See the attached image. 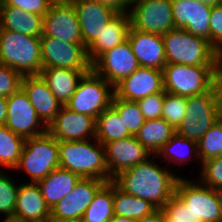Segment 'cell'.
<instances>
[{
	"mask_svg": "<svg viewBox=\"0 0 222 222\" xmlns=\"http://www.w3.org/2000/svg\"><path fill=\"white\" fill-rule=\"evenodd\" d=\"M2 222H21V221L14 218H4Z\"/></svg>",
	"mask_w": 222,
	"mask_h": 222,
	"instance_id": "obj_54",
	"label": "cell"
},
{
	"mask_svg": "<svg viewBox=\"0 0 222 222\" xmlns=\"http://www.w3.org/2000/svg\"><path fill=\"white\" fill-rule=\"evenodd\" d=\"M127 40L140 66L163 70L167 63L162 35L130 27Z\"/></svg>",
	"mask_w": 222,
	"mask_h": 222,
	"instance_id": "obj_21",
	"label": "cell"
},
{
	"mask_svg": "<svg viewBox=\"0 0 222 222\" xmlns=\"http://www.w3.org/2000/svg\"><path fill=\"white\" fill-rule=\"evenodd\" d=\"M197 1L211 6L219 5L221 3V0H197Z\"/></svg>",
	"mask_w": 222,
	"mask_h": 222,
	"instance_id": "obj_51",
	"label": "cell"
},
{
	"mask_svg": "<svg viewBox=\"0 0 222 222\" xmlns=\"http://www.w3.org/2000/svg\"><path fill=\"white\" fill-rule=\"evenodd\" d=\"M83 43L88 47L118 12L96 0H76L74 3Z\"/></svg>",
	"mask_w": 222,
	"mask_h": 222,
	"instance_id": "obj_20",
	"label": "cell"
},
{
	"mask_svg": "<svg viewBox=\"0 0 222 222\" xmlns=\"http://www.w3.org/2000/svg\"><path fill=\"white\" fill-rule=\"evenodd\" d=\"M138 163L118 173L112 182L125 193L147 200L161 209L175 194L176 184L181 176L168 168H162L153 160Z\"/></svg>",
	"mask_w": 222,
	"mask_h": 222,
	"instance_id": "obj_1",
	"label": "cell"
},
{
	"mask_svg": "<svg viewBox=\"0 0 222 222\" xmlns=\"http://www.w3.org/2000/svg\"><path fill=\"white\" fill-rule=\"evenodd\" d=\"M175 133L176 129L160 118L145 120L135 137L152 155H156Z\"/></svg>",
	"mask_w": 222,
	"mask_h": 222,
	"instance_id": "obj_28",
	"label": "cell"
},
{
	"mask_svg": "<svg viewBox=\"0 0 222 222\" xmlns=\"http://www.w3.org/2000/svg\"><path fill=\"white\" fill-rule=\"evenodd\" d=\"M114 215L141 219L152 214L157 208L148 202L134 195L125 193L114 184Z\"/></svg>",
	"mask_w": 222,
	"mask_h": 222,
	"instance_id": "obj_31",
	"label": "cell"
},
{
	"mask_svg": "<svg viewBox=\"0 0 222 222\" xmlns=\"http://www.w3.org/2000/svg\"><path fill=\"white\" fill-rule=\"evenodd\" d=\"M200 181L213 189L222 187V155L202 162Z\"/></svg>",
	"mask_w": 222,
	"mask_h": 222,
	"instance_id": "obj_39",
	"label": "cell"
},
{
	"mask_svg": "<svg viewBox=\"0 0 222 222\" xmlns=\"http://www.w3.org/2000/svg\"><path fill=\"white\" fill-rule=\"evenodd\" d=\"M213 90L215 94L218 119H222V84L216 78L213 82Z\"/></svg>",
	"mask_w": 222,
	"mask_h": 222,
	"instance_id": "obj_45",
	"label": "cell"
},
{
	"mask_svg": "<svg viewBox=\"0 0 222 222\" xmlns=\"http://www.w3.org/2000/svg\"><path fill=\"white\" fill-rule=\"evenodd\" d=\"M8 112L5 126L27 139L47 132V126L38 117L25 92L20 88L7 97Z\"/></svg>",
	"mask_w": 222,
	"mask_h": 222,
	"instance_id": "obj_12",
	"label": "cell"
},
{
	"mask_svg": "<svg viewBox=\"0 0 222 222\" xmlns=\"http://www.w3.org/2000/svg\"><path fill=\"white\" fill-rule=\"evenodd\" d=\"M25 138L0 125V166L15 171L22 154Z\"/></svg>",
	"mask_w": 222,
	"mask_h": 222,
	"instance_id": "obj_33",
	"label": "cell"
},
{
	"mask_svg": "<svg viewBox=\"0 0 222 222\" xmlns=\"http://www.w3.org/2000/svg\"><path fill=\"white\" fill-rule=\"evenodd\" d=\"M210 44L222 52V6H212L210 15Z\"/></svg>",
	"mask_w": 222,
	"mask_h": 222,
	"instance_id": "obj_42",
	"label": "cell"
},
{
	"mask_svg": "<svg viewBox=\"0 0 222 222\" xmlns=\"http://www.w3.org/2000/svg\"><path fill=\"white\" fill-rule=\"evenodd\" d=\"M76 0H48L50 5H74Z\"/></svg>",
	"mask_w": 222,
	"mask_h": 222,
	"instance_id": "obj_49",
	"label": "cell"
},
{
	"mask_svg": "<svg viewBox=\"0 0 222 222\" xmlns=\"http://www.w3.org/2000/svg\"><path fill=\"white\" fill-rule=\"evenodd\" d=\"M5 173L0 172V214L13 218L19 185Z\"/></svg>",
	"mask_w": 222,
	"mask_h": 222,
	"instance_id": "obj_37",
	"label": "cell"
},
{
	"mask_svg": "<svg viewBox=\"0 0 222 222\" xmlns=\"http://www.w3.org/2000/svg\"><path fill=\"white\" fill-rule=\"evenodd\" d=\"M217 120L216 100L212 88L203 94L187 97L186 114L176 132L198 142Z\"/></svg>",
	"mask_w": 222,
	"mask_h": 222,
	"instance_id": "obj_9",
	"label": "cell"
},
{
	"mask_svg": "<svg viewBox=\"0 0 222 222\" xmlns=\"http://www.w3.org/2000/svg\"><path fill=\"white\" fill-rule=\"evenodd\" d=\"M108 7H111L118 13H124L129 11L130 0H96Z\"/></svg>",
	"mask_w": 222,
	"mask_h": 222,
	"instance_id": "obj_44",
	"label": "cell"
},
{
	"mask_svg": "<svg viewBox=\"0 0 222 222\" xmlns=\"http://www.w3.org/2000/svg\"><path fill=\"white\" fill-rule=\"evenodd\" d=\"M47 222H81V221L66 220V219H56V218L50 217Z\"/></svg>",
	"mask_w": 222,
	"mask_h": 222,
	"instance_id": "obj_52",
	"label": "cell"
},
{
	"mask_svg": "<svg viewBox=\"0 0 222 222\" xmlns=\"http://www.w3.org/2000/svg\"><path fill=\"white\" fill-rule=\"evenodd\" d=\"M138 67L140 65L128 40L104 52L91 64V69L113 87L132 74Z\"/></svg>",
	"mask_w": 222,
	"mask_h": 222,
	"instance_id": "obj_13",
	"label": "cell"
},
{
	"mask_svg": "<svg viewBox=\"0 0 222 222\" xmlns=\"http://www.w3.org/2000/svg\"><path fill=\"white\" fill-rule=\"evenodd\" d=\"M161 210L165 217V222H202L197 220L192 211L187 208L176 194L171 197Z\"/></svg>",
	"mask_w": 222,
	"mask_h": 222,
	"instance_id": "obj_38",
	"label": "cell"
},
{
	"mask_svg": "<svg viewBox=\"0 0 222 222\" xmlns=\"http://www.w3.org/2000/svg\"><path fill=\"white\" fill-rule=\"evenodd\" d=\"M163 90L162 70L142 66L114 87L115 95L118 98L129 101H137Z\"/></svg>",
	"mask_w": 222,
	"mask_h": 222,
	"instance_id": "obj_18",
	"label": "cell"
},
{
	"mask_svg": "<svg viewBox=\"0 0 222 222\" xmlns=\"http://www.w3.org/2000/svg\"><path fill=\"white\" fill-rule=\"evenodd\" d=\"M41 58L43 68H64L74 70H91L84 43L63 42L59 39L40 36Z\"/></svg>",
	"mask_w": 222,
	"mask_h": 222,
	"instance_id": "obj_11",
	"label": "cell"
},
{
	"mask_svg": "<svg viewBox=\"0 0 222 222\" xmlns=\"http://www.w3.org/2000/svg\"><path fill=\"white\" fill-rule=\"evenodd\" d=\"M215 78L222 84V52H219L216 58Z\"/></svg>",
	"mask_w": 222,
	"mask_h": 222,
	"instance_id": "obj_48",
	"label": "cell"
},
{
	"mask_svg": "<svg viewBox=\"0 0 222 222\" xmlns=\"http://www.w3.org/2000/svg\"><path fill=\"white\" fill-rule=\"evenodd\" d=\"M216 191H217V194L220 200L221 209H222V187L217 189Z\"/></svg>",
	"mask_w": 222,
	"mask_h": 222,
	"instance_id": "obj_53",
	"label": "cell"
},
{
	"mask_svg": "<svg viewBox=\"0 0 222 222\" xmlns=\"http://www.w3.org/2000/svg\"><path fill=\"white\" fill-rule=\"evenodd\" d=\"M180 177L175 194L202 222H222V209L216 189L199 182Z\"/></svg>",
	"mask_w": 222,
	"mask_h": 222,
	"instance_id": "obj_8",
	"label": "cell"
},
{
	"mask_svg": "<svg viewBox=\"0 0 222 222\" xmlns=\"http://www.w3.org/2000/svg\"><path fill=\"white\" fill-rule=\"evenodd\" d=\"M109 182L118 173L145 162L153 155L136 139L128 136L104 145Z\"/></svg>",
	"mask_w": 222,
	"mask_h": 222,
	"instance_id": "obj_16",
	"label": "cell"
},
{
	"mask_svg": "<svg viewBox=\"0 0 222 222\" xmlns=\"http://www.w3.org/2000/svg\"><path fill=\"white\" fill-rule=\"evenodd\" d=\"M3 4H4V0H0V14H1V11H2Z\"/></svg>",
	"mask_w": 222,
	"mask_h": 222,
	"instance_id": "obj_55",
	"label": "cell"
},
{
	"mask_svg": "<svg viewBox=\"0 0 222 222\" xmlns=\"http://www.w3.org/2000/svg\"><path fill=\"white\" fill-rule=\"evenodd\" d=\"M114 94V87L91 69L79 80L66 107L96 119L111 106Z\"/></svg>",
	"mask_w": 222,
	"mask_h": 222,
	"instance_id": "obj_7",
	"label": "cell"
},
{
	"mask_svg": "<svg viewBox=\"0 0 222 222\" xmlns=\"http://www.w3.org/2000/svg\"><path fill=\"white\" fill-rule=\"evenodd\" d=\"M110 222H137L136 219L114 215Z\"/></svg>",
	"mask_w": 222,
	"mask_h": 222,
	"instance_id": "obj_50",
	"label": "cell"
},
{
	"mask_svg": "<svg viewBox=\"0 0 222 222\" xmlns=\"http://www.w3.org/2000/svg\"><path fill=\"white\" fill-rule=\"evenodd\" d=\"M171 4L176 29H185L210 42L211 5L197 0H171Z\"/></svg>",
	"mask_w": 222,
	"mask_h": 222,
	"instance_id": "obj_17",
	"label": "cell"
},
{
	"mask_svg": "<svg viewBox=\"0 0 222 222\" xmlns=\"http://www.w3.org/2000/svg\"><path fill=\"white\" fill-rule=\"evenodd\" d=\"M21 89L27 95L38 117L48 127L62 105L40 75L23 76Z\"/></svg>",
	"mask_w": 222,
	"mask_h": 222,
	"instance_id": "obj_22",
	"label": "cell"
},
{
	"mask_svg": "<svg viewBox=\"0 0 222 222\" xmlns=\"http://www.w3.org/2000/svg\"><path fill=\"white\" fill-rule=\"evenodd\" d=\"M13 6L26 12L44 16L50 7L48 0H4V4Z\"/></svg>",
	"mask_w": 222,
	"mask_h": 222,
	"instance_id": "obj_43",
	"label": "cell"
},
{
	"mask_svg": "<svg viewBox=\"0 0 222 222\" xmlns=\"http://www.w3.org/2000/svg\"><path fill=\"white\" fill-rule=\"evenodd\" d=\"M162 157L167 163H172V166L178 164H186L190 161L189 158L195 156L200 161L198 154L197 142L188 139L177 132L173 137L156 153L154 158ZM188 160V161H187Z\"/></svg>",
	"mask_w": 222,
	"mask_h": 222,
	"instance_id": "obj_30",
	"label": "cell"
},
{
	"mask_svg": "<svg viewBox=\"0 0 222 222\" xmlns=\"http://www.w3.org/2000/svg\"><path fill=\"white\" fill-rule=\"evenodd\" d=\"M106 183L101 179L80 178L73 190L51 209L50 217L81 221L85 210Z\"/></svg>",
	"mask_w": 222,
	"mask_h": 222,
	"instance_id": "obj_14",
	"label": "cell"
},
{
	"mask_svg": "<svg viewBox=\"0 0 222 222\" xmlns=\"http://www.w3.org/2000/svg\"><path fill=\"white\" fill-rule=\"evenodd\" d=\"M47 131L57 141L94 140L96 119L62 106L55 119L47 127Z\"/></svg>",
	"mask_w": 222,
	"mask_h": 222,
	"instance_id": "obj_15",
	"label": "cell"
},
{
	"mask_svg": "<svg viewBox=\"0 0 222 222\" xmlns=\"http://www.w3.org/2000/svg\"><path fill=\"white\" fill-rule=\"evenodd\" d=\"M114 183L107 182L85 210L81 222H110L114 216Z\"/></svg>",
	"mask_w": 222,
	"mask_h": 222,
	"instance_id": "obj_32",
	"label": "cell"
},
{
	"mask_svg": "<svg viewBox=\"0 0 222 222\" xmlns=\"http://www.w3.org/2000/svg\"><path fill=\"white\" fill-rule=\"evenodd\" d=\"M8 104L7 98L0 96V125H5L7 120Z\"/></svg>",
	"mask_w": 222,
	"mask_h": 222,
	"instance_id": "obj_47",
	"label": "cell"
},
{
	"mask_svg": "<svg viewBox=\"0 0 222 222\" xmlns=\"http://www.w3.org/2000/svg\"><path fill=\"white\" fill-rule=\"evenodd\" d=\"M130 27L129 13H118L87 47V56L90 63L92 64L104 52L127 41Z\"/></svg>",
	"mask_w": 222,
	"mask_h": 222,
	"instance_id": "obj_24",
	"label": "cell"
},
{
	"mask_svg": "<svg viewBox=\"0 0 222 222\" xmlns=\"http://www.w3.org/2000/svg\"><path fill=\"white\" fill-rule=\"evenodd\" d=\"M137 222H165V217L161 209H157L152 214L138 219Z\"/></svg>",
	"mask_w": 222,
	"mask_h": 222,
	"instance_id": "obj_46",
	"label": "cell"
},
{
	"mask_svg": "<svg viewBox=\"0 0 222 222\" xmlns=\"http://www.w3.org/2000/svg\"><path fill=\"white\" fill-rule=\"evenodd\" d=\"M165 93L166 91L163 90L136 101L145 120L160 119L162 117Z\"/></svg>",
	"mask_w": 222,
	"mask_h": 222,
	"instance_id": "obj_40",
	"label": "cell"
},
{
	"mask_svg": "<svg viewBox=\"0 0 222 222\" xmlns=\"http://www.w3.org/2000/svg\"><path fill=\"white\" fill-rule=\"evenodd\" d=\"M0 64L22 76L39 75L42 70L40 37L0 29Z\"/></svg>",
	"mask_w": 222,
	"mask_h": 222,
	"instance_id": "obj_3",
	"label": "cell"
},
{
	"mask_svg": "<svg viewBox=\"0 0 222 222\" xmlns=\"http://www.w3.org/2000/svg\"><path fill=\"white\" fill-rule=\"evenodd\" d=\"M58 141L46 133L27 138L16 170L25 171L33 183L44 179L54 169L59 168Z\"/></svg>",
	"mask_w": 222,
	"mask_h": 222,
	"instance_id": "obj_5",
	"label": "cell"
},
{
	"mask_svg": "<svg viewBox=\"0 0 222 222\" xmlns=\"http://www.w3.org/2000/svg\"><path fill=\"white\" fill-rule=\"evenodd\" d=\"M50 215L38 183L20 184L13 218L23 222H47Z\"/></svg>",
	"mask_w": 222,
	"mask_h": 222,
	"instance_id": "obj_23",
	"label": "cell"
},
{
	"mask_svg": "<svg viewBox=\"0 0 222 222\" xmlns=\"http://www.w3.org/2000/svg\"><path fill=\"white\" fill-rule=\"evenodd\" d=\"M43 34L63 42L83 43L74 5H50L43 16Z\"/></svg>",
	"mask_w": 222,
	"mask_h": 222,
	"instance_id": "obj_19",
	"label": "cell"
},
{
	"mask_svg": "<svg viewBox=\"0 0 222 222\" xmlns=\"http://www.w3.org/2000/svg\"><path fill=\"white\" fill-rule=\"evenodd\" d=\"M111 106L119 113L129 133L135 136L145 122L137 102L120 99L114 94Z\"/></svg>",
	"mask_w": 222,
	"mask_h": 222,
	"instance_id": "obj_34",
	"label": "cell"
},
{
	"mask_svg": "<svg viewBox=\"0 0 222 222\" xmlns=\"http://www.w3.org/2000/svg\"><path fill=\"white\" fill-rule=\"evenodd\" d=\"M201 163L222 155V119H218L197 142Z\"/></svg>",
	"mask_w": 222,
	"mask_h": 222,
	"instance_id": "obj_35",
	"label": "cell"
},
{
	"mask_svg": "<svg viewBox=\"0 0 222 222\" xmlns=\"http://www.w3.org/2000/svg\"><path fill=\"white\" fill-rule=\"evenodd\" d=\"M167 64L215 66L218 51L204 38L185 29H172L162 35Z\"/></svg>",
	"mask_w": 222,
	"mask_h": 222,
	"instance_id": "obj_4",
	"label": "cell"
},
{
	"mask_svg": "<svg viewBox=\"0 0 222 222\" xmlns=\"http://www.w3.org/2000/svg\"><path fill=\"white\" fill-rule=\"evenodd\" d=\"M132 136L126 128L123 120H121L119 113L110 106L105 109L96 118V134L95 138L105 145L114 140H120Z\"/></svg>",
	"mask_w": 222,
	"mask_h": 222,
	"instance_id": "obj_29",
	"label": "cell"
},
{
	"mask_svg": "<svg viewBox=\"0 0 222 222\" xmlns=\"http://www.w3.org/2000/svg\"><path fill=\"white\" fill-rule=\"evenodd\" d=\"M80 178L79 175L59 167L37 182L50 210L73 190Z\"/></svg>",
	"mask_w": 222,
	"mask_h": 222,
	"instance_id": "obj_26",
	"label": "cell"
},
{
	"mask_svg": "<svg viewBox=\"0 0 222 222\" xmlns=\"http://www.w3.org/2000/svg\"><path fill=\"white\" fill-rule=\"evenodd\" d=\"M22 75L14 69L0 64V96L9 97L21 88Z\"/></svg>",
	"mask_w": 222,
	"mask_h": 222,
	"instance_id": "obj_41",
	"label": "cell"
},
{
	"mask_svg": "<svg viewBox=\"0 0 222 222\" xmlns=\"http://www.w3.org/2000/svg\"><path fill=\"white\" fill-rule=\"evenodd\" d=\"M128 13L138 31L164 35L175 28L171 0H132Z\"/></svg>",
	"mask_w": 222,
	"mask_h": 222,
	"instance_id": "obj_10",
	"label": "cell"
},
{
	"mask_svg": "<svg viewBox=\"0 0 222 222\" xmlns=\"http://www.w3.org/2000/svg\"><path fill=\"white\" fill-rule=\"evenodd\" d=\"M162 72L164 90L184 97L209 91L215 79V66L166 64Z\"/></svg>",
	"mask_w": 222,
	"mask_h": 222,
	"instance_id": "obj_6",
	"label": "cell"
},
{
	"mask_svg": "<svg viewBox=\"0 0 222 222\" xmlns=\"http://www.w3.org/2000/svg\"><path fill=\"white\" fill-rule=\"evenodd\" d=\"M0 29L40 37L43 34V16L3 5L0 14Z\"/></svg>",
	"mask_w": 222,
	"mask_h": 222,
	"instance_id": "obj_27",
	"label": "cell"
},
{
	"mask_svg": "<svg viewBox=\"0 0 222 222\" xmlns=\"http://www.w3.org/2000/svg\"><path fill=\"white\" fill-rule=\"evenodd\" d=\"M90 70L43 68L39 74L62 106H66L75 92L79 80Z\"/></svg>",
	"mask_w": 222,
	"mask_h": 222,
	"instance_id": "obj_25",
	"label": "cell"
},
{
	"mask_svg": "<svg viewBox=\"0 0 222 222\" xmlns=\"http://www.w3.org/2000/svg\"><path fill=\"white\" fill-rule=\"evenodd\" d=\"M60 168L81 178L101 179L109 182L105 148L96 138L78 141H58Z\"/></svg>",
	"mask_w": 222,
	"mask_h": 222,
	"instance_id": "obj_2",
	"label": "cell"
},
{
	"mask_svg": "<svg viewBox=\"0 0 222 222\" xmlns=\"http://www.w3.org/2000/svg\"><path fill=\"white\" fill-rule=\"evenodd\" d=\"M186 106L187 97L166 92L161 118L177 129L186 114Z\"/></svg>",
	"mask_w": 222,
	"mask_h": 222,
	"instance_id": "obj_36",
	"label": "cell"
}]
</instances>
